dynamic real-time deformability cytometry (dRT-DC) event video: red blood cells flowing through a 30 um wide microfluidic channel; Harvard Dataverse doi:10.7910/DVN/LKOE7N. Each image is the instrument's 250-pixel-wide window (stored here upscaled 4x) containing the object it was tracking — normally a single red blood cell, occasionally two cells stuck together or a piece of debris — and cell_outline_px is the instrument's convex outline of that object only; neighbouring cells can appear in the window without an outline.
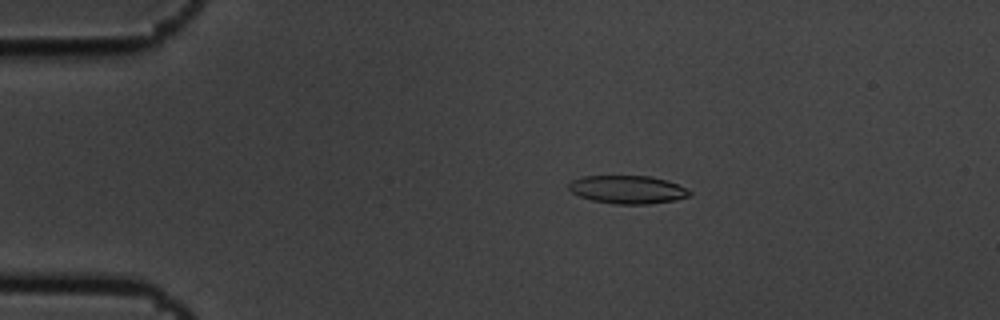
{"species": "common noctule bat (a hibernating species)", "species_latin": "Nyctalus noctula", "temperature_condition": "cold", "stored_images_in_passage": 6, "camera_frame_rate_fps": 3000, "um_per_image_px": 0.085, "animal": {"sex": "male", "body_mass_g": 19.5, "forearm_length_mm": 54.6}, "frame": {"image": 1, "passage_image": 4, "time_ms": 1.0, "image_size_px": [1000, 320], "cell_outline_px": [[692, 192], [688, 196], [676, 200], [648, 204], [616, 204], [592, 200], [580, 196], [572, 192], [568, 188], [568, 184], [572, 180], [584, 176], [652, 176], [668, 180]], "centroid_in_image_um": [53.34, 16.11], "position_along_channel_um": 31.7, "area_um2": 19.71}}